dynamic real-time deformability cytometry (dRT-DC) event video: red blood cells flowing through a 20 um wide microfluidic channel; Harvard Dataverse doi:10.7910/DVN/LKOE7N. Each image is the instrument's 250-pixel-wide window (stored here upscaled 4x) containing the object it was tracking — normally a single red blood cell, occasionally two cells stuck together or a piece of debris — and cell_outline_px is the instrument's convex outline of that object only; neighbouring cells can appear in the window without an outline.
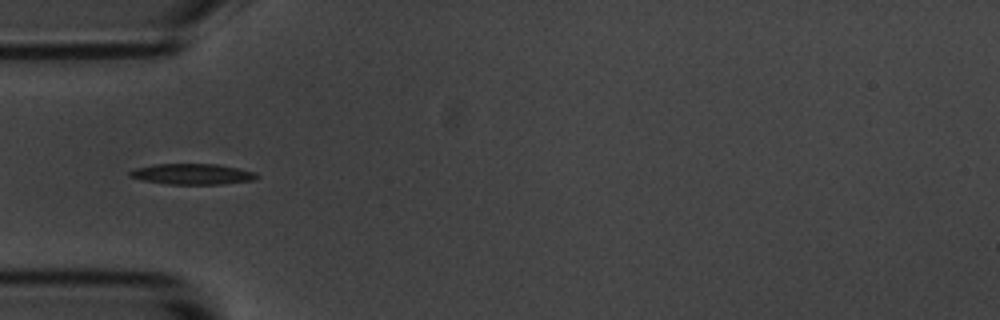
{"species": "common noctule bat (a hibernating species)", "species_latin": "Nyctalus noctula", "temperature_condition": "room temperature", "stored_images_in_passage": 3, "camera_frame_rate_fps": 3000, "um_per_image_px": 0.085, "animal": {"sex": "male", "body_mass_g": 20.1, "forearm_length_mm": 53.5}, "frame": {"image": 1, "passage_image": 3, "time_ms": 2.333, "image_size_px": [1000, 320], "cell_outline_px": [[260, 176], [256, 180], [220, 184], [168, 184], [144, 180], [128, 176], [128, 172], [136, 168], [156, 164], [216, 164], [256, 172]], "centroid_in_image_um": [16.38, 14.8], "position_along_channel_um": 68.6, "area_um2": 15.26}}